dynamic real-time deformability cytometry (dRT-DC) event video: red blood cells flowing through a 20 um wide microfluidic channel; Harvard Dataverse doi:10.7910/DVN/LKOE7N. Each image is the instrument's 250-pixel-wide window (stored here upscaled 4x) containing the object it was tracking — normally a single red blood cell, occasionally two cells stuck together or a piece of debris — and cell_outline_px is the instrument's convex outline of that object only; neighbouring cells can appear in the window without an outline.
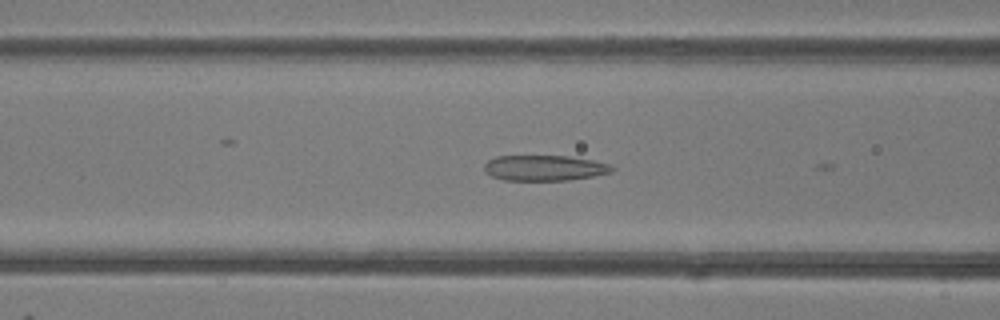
{"species": "common noctule bat (a hibernating species)", "species_latin": "Nyctalus noctula", "temperature_condition": "room temperature", "stored_images_in_passage": 9, "camera_frame_rate_fps": 3000, "um_per_image_px": 0.085, "animal": {"sex": "female"}, "frame": {"image": 1, "passage_image": 8, "time_ms": 2.333, "image_size_px": [1000, 320], "cell_outline_px": [[616, 168], [612, 172], [592, 176], [568, 180], [504, 180], [492, 176], [484, 172], [484, 164], [488, 160], [496, 156], [568, 156], [592, 160], [612, 164]], "centroid_in_image_um": [46.29, 14.27], "position_along_channel_um": 120.3, "area_um2": 19.07}}